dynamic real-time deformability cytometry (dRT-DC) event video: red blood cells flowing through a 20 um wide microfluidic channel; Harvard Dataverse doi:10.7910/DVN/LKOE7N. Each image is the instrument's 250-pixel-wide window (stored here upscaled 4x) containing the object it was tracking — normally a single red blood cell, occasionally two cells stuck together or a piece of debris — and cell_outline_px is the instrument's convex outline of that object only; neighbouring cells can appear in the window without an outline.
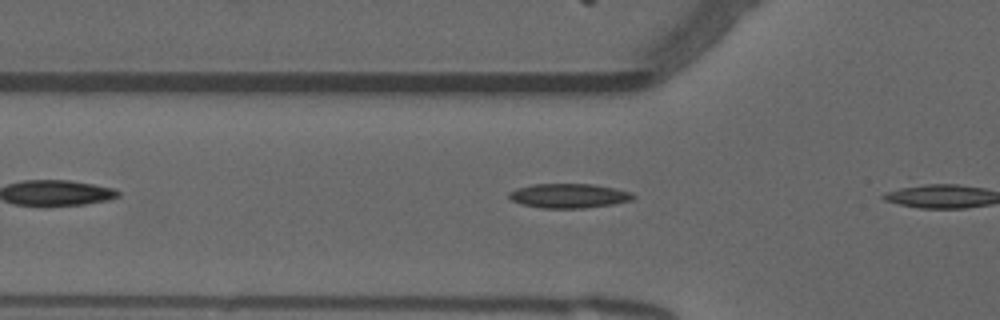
{"species": "common noctule bat (a hibernating species)", "species_latin": "Nyctalus noctula", "temperature_condition": "warm", "stored_images_in_passage": 4, "camera_frame_rate_fps": 3000, "um_per_image_px": 0.085, "animal": {"sex": "male", "forearm_length_mm": 52.5}, "frame": {"image": 1, "passage_image": 3, "time_ms": 0.667, "image_size_px": [1000, 320], "cell_outline_px": [[636, 196], [632, 200], [612, 204], [584, 208], [544, 208], [524, 204], [512, 200], [508, 196], [508, 192], [516, 188], [532, 184], [592, 184], [616, 188], [632, 192]], "centroid_in_image_um": [48.38, 16.63], "position_along_channel_um": 77.4, "area_um2": 17.63}}